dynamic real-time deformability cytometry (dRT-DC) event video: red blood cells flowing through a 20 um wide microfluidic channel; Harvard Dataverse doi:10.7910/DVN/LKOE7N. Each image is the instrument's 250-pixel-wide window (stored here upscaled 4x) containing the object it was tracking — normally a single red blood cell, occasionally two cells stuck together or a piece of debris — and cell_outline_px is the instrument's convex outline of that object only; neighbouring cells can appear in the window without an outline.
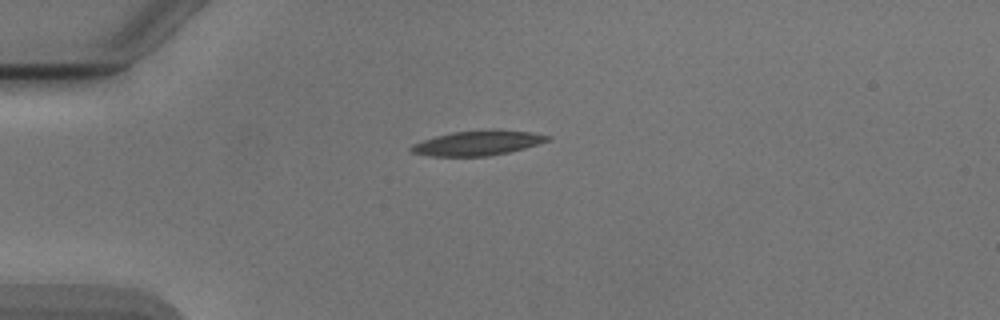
{"species": "Egyptian fruit bat (a non-hibernating species)", "species_latin": "Rousettus aegyptiacus", "temperature_condition": "cold", "stored_images_in_passage": 40, "camera_frame_rate_fps": 3000, "um_per_image_px": 0.085, "animal": {"sex": "male"}, "frame": {"image": 1, "passage_image": 1, "time_ms": 0.0, "image_size_px": [1000, 320], "cell_outline_px": [[552, 136], [548, 140], [524, 148], [508, 152], [488, 156], [432, 156], [412, 152], [408, 148], [412, 144], [436, 136], [452, 132], [492, 128], [496, 128], [528, 132]], "centroid_in_image_um": [40.59, 12.14], "position_along_channel_um": 44.4, "area_um2": 19.71}}
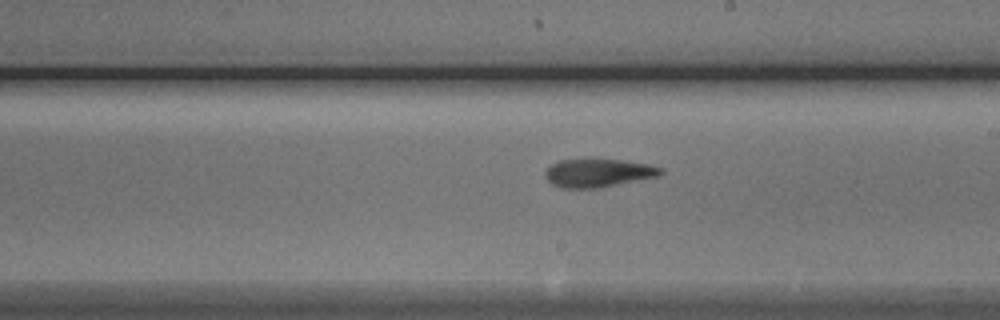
{"frame": {"image": 2, "passage_image": 18, "time_ms": 5.667, "image_size_px": [1000, 320], "cell_outline_px": [[664, 172], [660, 176], [600, 188], [560, 188], [552, 184], [544, 176], [544, 172], [552, 164], [560, 160], [584, 156], [592, 156], [624, 160], [648, 164], [664, 168]], "centroid_in_image_um": [50.85, 14.65], "position_along_channel_um": 238.2, "area_um2": 20.11}}
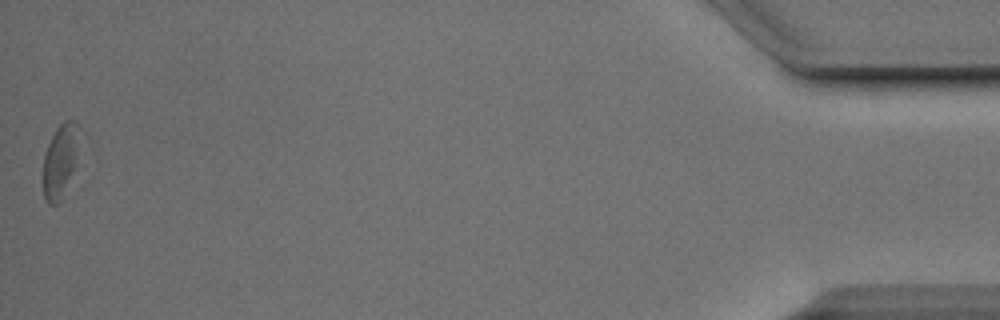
{"frame": {"image": 3, "passage_image": 40, "time_ms": 13.0, "image_size_px": [1000, 320], "cell_outline_px": [[84, 132], [60, 204], [48, 204], [44, 196], [44, 156], [48, 144], [56, 128], [64, 120], [72, 120], [80, 124]], "centroid_in_image_um": [5.17, 13.55], "position_along_channel_um": 430.0, "area_um2": 15.55}, "authors_computed_cell_mechanics": {"area_um2": 18.9584, "velocity_mm_per_s": 3.8791, "shape_relaxation_time_tau1_ms": 5.1631, "shape_relaxation_time_tau2_ms": 5.2309, "deformation_change_tau1": 0.1623, "deformation_change_tau2": 0.1526}}